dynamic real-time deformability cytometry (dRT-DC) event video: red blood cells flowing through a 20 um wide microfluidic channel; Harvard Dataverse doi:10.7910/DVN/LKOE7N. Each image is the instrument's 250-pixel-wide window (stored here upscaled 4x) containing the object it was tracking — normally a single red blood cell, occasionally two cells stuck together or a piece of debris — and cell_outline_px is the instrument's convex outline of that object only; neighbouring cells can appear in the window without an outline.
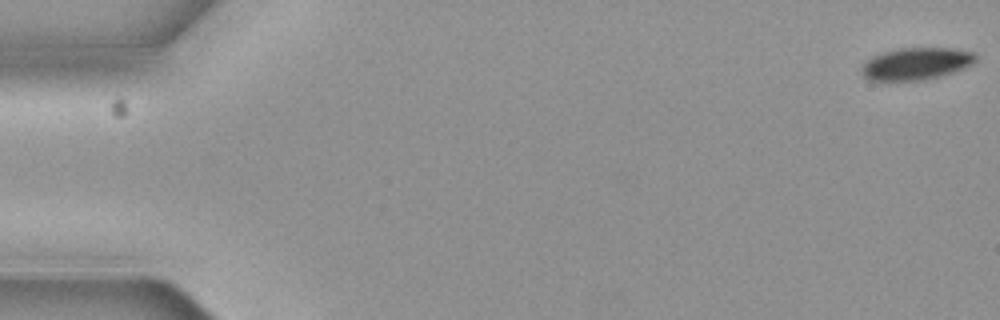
{"species": "common noctule bat (a hibernating species)", "species_latin": "Nyctalus noctula", "temperature_condition": "cold", "stored_images_in_passage": 6, "camera_frame_rate_fps": 3000, "um_per_image_px": 0.085, "animal": {"sex": "female", "body_mass_g": 19.3, "forearm_length_mm": 54.1}, "frame": {"image": 1, "passage_image": 1, "time_ms": 0.0, "image_size_px": [1000, 320], "cell_outline_px": [[976, 60], [972, 64], [964, 68], [940, 76], [924, 80], [868, 80], [864, 76], [860, 68], [872, 56], [880, 52], [900, 48], [952, 48], [976, 52]], "centroid_in_image_um": [77.88, 5.4], "position_along_channel_um": 7.1, "area_um2": 21.39}}
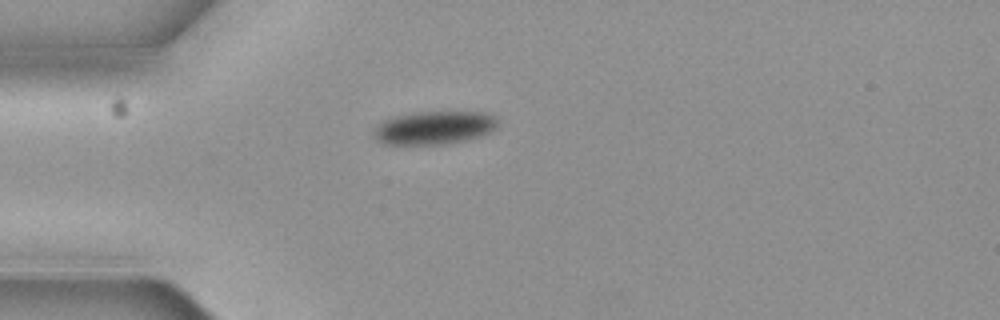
{"frame": {"image": 2, "passage_image": 5, "time_ms": 1.333, "image_size_px": [1000, 320], "cell_outline_px": [[500, 124], [492, 132], [468, 140], [448, 144], [384, 144], [376, 140], [372, 132], [380, 120], [392, 116], [412, 112], [484, 112], [496, 116]], "centroid_in_image_um": [36.91, 10.85], "position_along_channel_um": 48.1, "area_um2": 24.62}}